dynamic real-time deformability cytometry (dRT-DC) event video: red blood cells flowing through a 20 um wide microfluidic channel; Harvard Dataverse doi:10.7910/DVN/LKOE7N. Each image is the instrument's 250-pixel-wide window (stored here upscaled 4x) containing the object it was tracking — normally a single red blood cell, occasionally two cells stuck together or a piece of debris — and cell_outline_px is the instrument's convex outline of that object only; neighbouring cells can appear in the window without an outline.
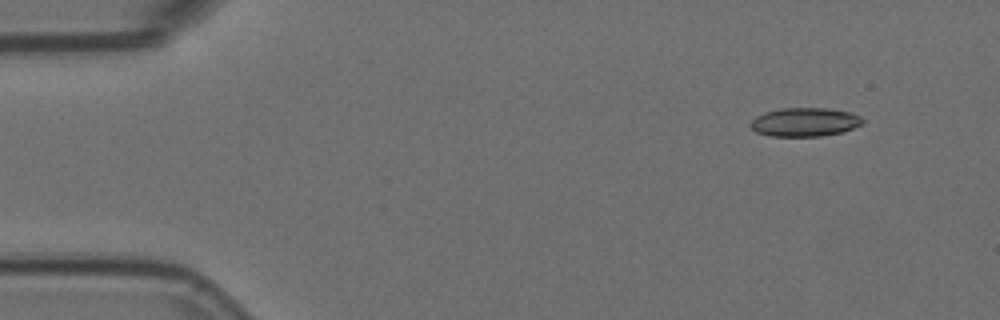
{"species": "Egyptian fruit bat (a non-hibernating species)", "species_latin": "Rousettus aegyptiacus", "temperature_condition": "room temperature", "stored_images_in_passage": 5, "camera_frame_rate_fps": 3000, "um_per_image_px": 0.085, "animal": {"sex": "female"}, "frame": {"image": 1, "passage_image": 2, "time_ms": 0.333, "image_size_px": [1000, 320], "cell_outline_px": [[864, 124], [844, 132], [820, 136], [768, 136], [756, 132], [748, 124], [756, 116], [764, 112], [780, 108], [828, 108], [848, 112], [860, 116], [864, 120]], "centroid_in_image_um": [68.4, 10.38], "position_along_channel_um": 16.6, "area_um2": 18.96}}